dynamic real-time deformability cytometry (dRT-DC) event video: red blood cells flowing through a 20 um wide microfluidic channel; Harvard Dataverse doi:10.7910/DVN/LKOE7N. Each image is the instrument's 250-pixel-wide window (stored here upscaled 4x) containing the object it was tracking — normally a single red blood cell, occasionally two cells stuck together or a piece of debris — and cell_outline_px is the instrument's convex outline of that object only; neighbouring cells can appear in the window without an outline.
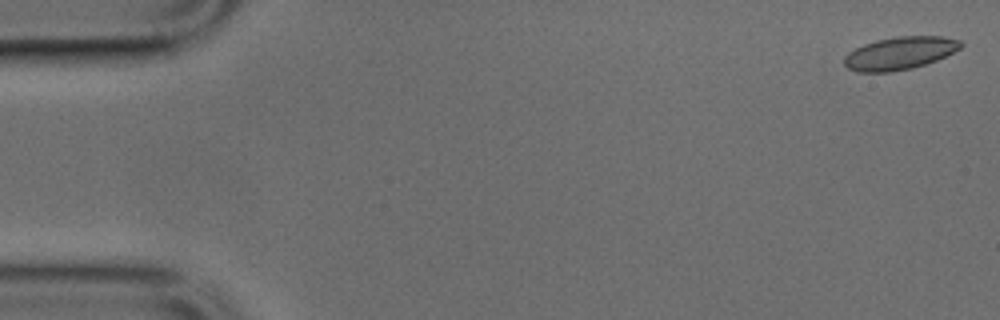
{"species": "common noctule bat (a hibernating species)", "species_latin": "Nyctalus noctula", "temperature_condition": "cold", "stored_images_in_passage": 49, "camera_frame_rate_fps": 3000, "um_per_image_px": 0.085, "animal": {"sex": "male", "body_mass_g": 17.9, "forearm_length_mm": 54.2}, "frame": {"image": 1, "passage_image": 1, "time_ms": 0.0, "image_size_px": [1000, 320], "cell_outline_px": [[964, 44], [960, 48], [936, 60], [912, 68], [888, 72], [856, 72], [848, 68], [844, 64], [844, 56], [848, 52], [864, 44], [876, 40], [896, 36], [944, 36], [960, 40]], "centroid_in_image_um": [76.46, 4.51], "position_along_channel_um": 8.5, "area_um2": 22.2}}
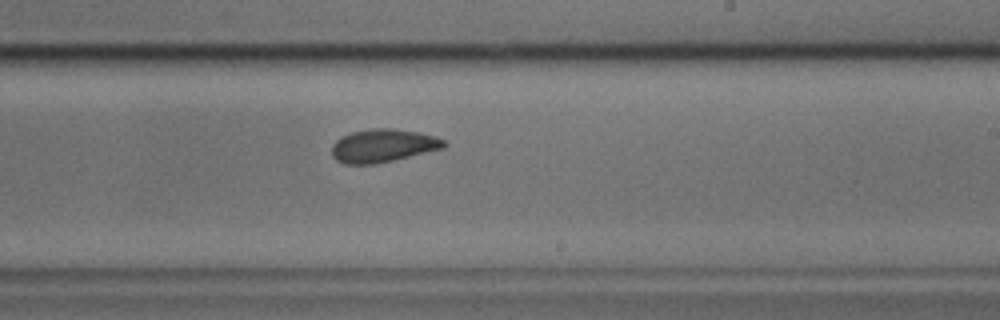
{"frame": {"image": 2, "passage_image": 29, "time_ms": 9.333, "image_size_px": [1000, 320], "cell_outline_px": [[448, 144], [444, 148], [376, 164], [344, 164], [336, 160], [332, 156], [332, 144], [340, 136], [352, 132], [372, 128], [392, 128], [416, 132], [432, 136], [444, 140]], "centroid_in_image_um": [32.51, 12.38], "position_along_channel_um": 256.5, "area_um2": 21.62}}
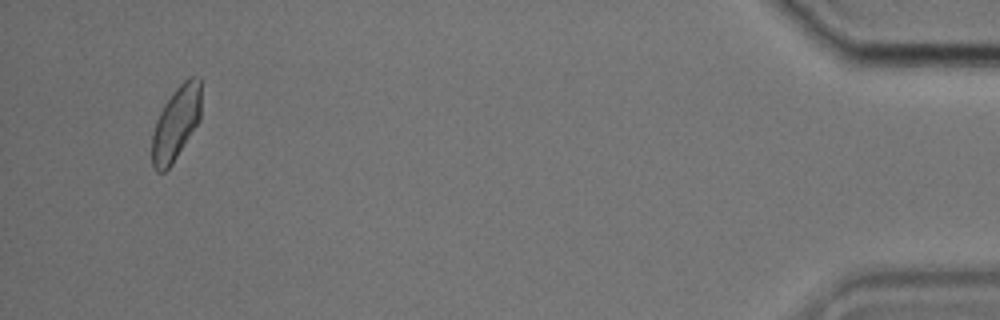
{"frame": {"image": 3, "passage_image": 47, "time_ms": 15.333, "image_size_px": [1000, 320], "cell_outline_px": [[200, 120], [172, 164], [164, 172], [156, 172], [152, 164], [152, 132], [156, 120], [164, 104], [172, 92], [188, 76], [200, 76]], "centroid_in_image_um": [14.95, 10.47], "position_along_channel_um": 420.2, "area_um2": 21.15}}